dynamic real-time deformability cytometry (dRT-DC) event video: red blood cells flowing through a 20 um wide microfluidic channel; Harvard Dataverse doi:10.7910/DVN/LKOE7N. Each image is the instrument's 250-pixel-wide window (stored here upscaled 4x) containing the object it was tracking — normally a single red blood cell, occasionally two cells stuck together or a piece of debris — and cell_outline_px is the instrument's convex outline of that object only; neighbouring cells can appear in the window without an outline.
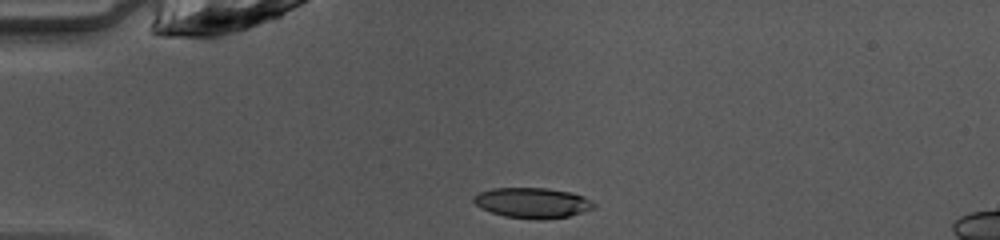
{"species": "common noctule bat (a hibernating species)", "species_latin": "Nyctalus noctula", "temperature_condition": "warm", "stored_images_in_passage": 38, "camera_frame_rate_fps": 3000, "um_per_image_px": 0.085, "animal": {"sex": "female", "body_mass_g": 10.0, "forearm_length_mm": 53.1}, "frame": {"image": 1, "passage_image": 1, "time_ms": 0.0, "image_size_px": [1000, 240], "cell_outline_px": [[596, 208], [568, 216], [544, 220], [540, 220], [504, 216], [480, 208], [472, 200], [472, 196], [480, 192], [492, 188], [548, 188], [572, 192], [584, 196], [596, 204]], "centroid_in_image_um": [45.27, 17.24], "position_along_channel_um": 39.7, "area_um2": 21.44}}
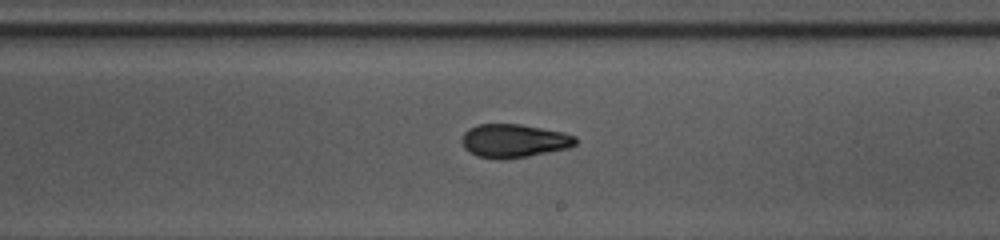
{"frame": {"image": 2, "passage_image": 18, "time_ms": 5.667, "image_size_px": [1000, 240], "cell_outline_px": [[576, 144], [568, 148], [528, 156], [504, 160], [500, 160], [476, 156], [468, 152], [464, 148], [460, 140], [464, 132], [468, 128], [476, 124], [520, 124], [564, 132], [576, 136]], "centroid_in_image_um": [43.64, 11.97], "position_along_channel_um": 245.4, "area_um2": 22.48}}
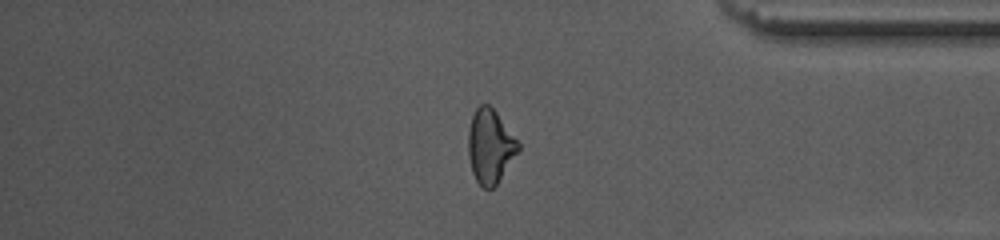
{"frame": {"image": 3, "passage_image": 30, "time_ms": 9.667, "image_size_px": [1000, 240], "cell_outline_px": [[520, 148], [496, 184], [492, 188], [484, 188], [476, 180], [472, 172], [468, 156], [468, 132], [472, 116], [476, 108], [480, 104], [488, 104], [496, 112], [520, 144]], "centroid_in_image_um": [41.64, 12.42], "position_along_channel_um": 393.6, "area_um2": 21.15}, "authors_computed_cell_mechanics": {"area_um2": 21.964, "velocity_mm_per_s": 4.1381, "shape_relaxation_time_tau1_ms": 5.7822, "shape_relaxation_time_tau2_ms": 2.0842, "deformation_change_tau1": 0.1885, "deformation_change_tau2": 0.0903}}